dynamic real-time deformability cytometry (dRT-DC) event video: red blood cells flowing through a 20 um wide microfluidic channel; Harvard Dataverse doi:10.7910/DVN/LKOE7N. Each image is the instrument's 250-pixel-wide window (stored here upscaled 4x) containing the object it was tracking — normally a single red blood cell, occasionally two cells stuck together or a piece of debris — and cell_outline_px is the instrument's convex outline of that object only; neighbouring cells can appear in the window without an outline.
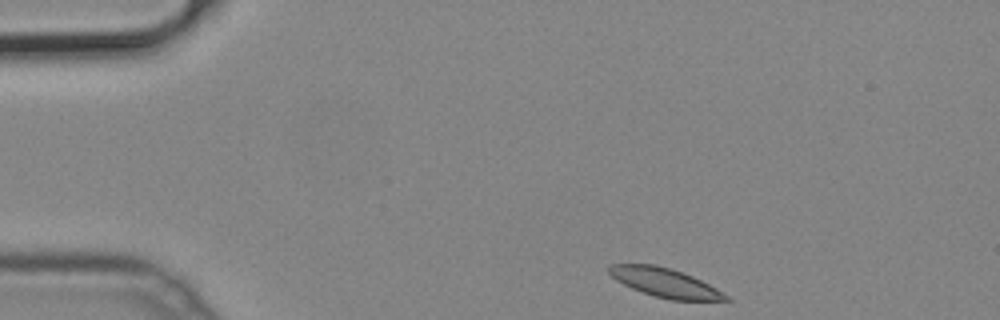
{"species": "common noctule bat (a hibernating species)", "species_latin": "Nyctalus noctula", "temperature_condition": "cold", "stored_images_in_passage": 44, "camera_frame_rate_fps": 3000, "um_per_image_px": 0.085, "animal": {"sex": "male", "body_mass_g": 19.2, "forearm_length_mm": 51.8}, "frame": {"image": 1, "passage_image": 1, "time_ms": 0.0, "image_size_px": [1000, 320], "cell_outline_px": [[732, 300], [672, 300], [656, 296], [632, 288], [616, 280], [608, 272], [608, 264], [656, 264], [672, 268], [692, 276], [716, 288], [728, 296]], "centroid_in_image_um": [56.5, 24.0], "position_along_channel_um": 28.5, "area_um2": 19.48}}
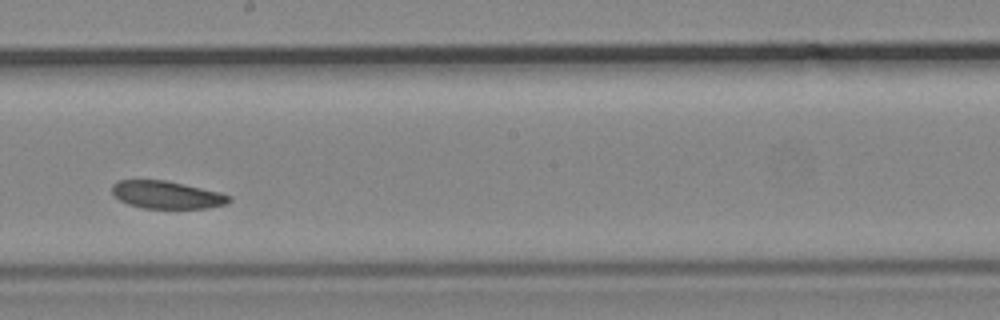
{"frame": {"image": 2, "passage_image": 22, "time_ms": 7.0, "image_size_px": [1000, 320], "cell_outline_px": [[232, 200], [224, 204], [208, 208], [140, 208], [128, 204], [120, 200], [112, 192], [112, 184], [120, 180], [164, 180], [184, 184], [220, 192], [232, 196]], "centroid_in_image_um": [14.18, 16.56], "position_along_channel_um": 234.0, "area_um2": 18.79}}
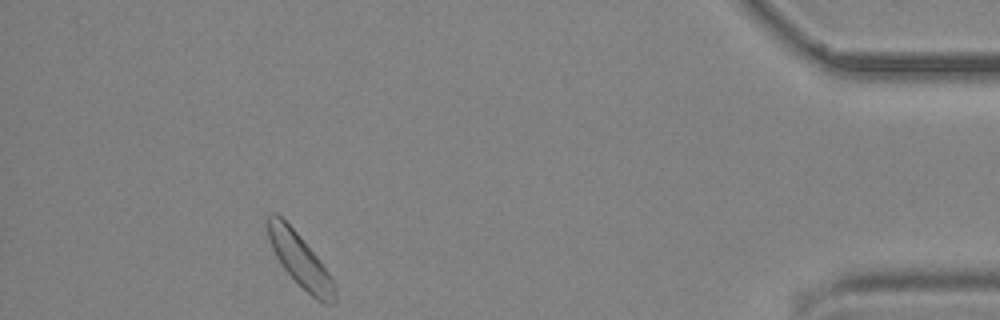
{"frame": {"image": 3, "passage_image": 40, "time_ms": 13.0, "image_size_px": [1000, 320], "cell_outline_px": [[336, 300], [332, 304], [324, 304], [316, 300], [284, 268], [276, 256], [272, 248], [268, 236], [268, 216], [272, 212], [276, 212], [300, 236], [316, 256], [328, 272], [336, 288]], "centroid_in_image_um": [25.52, 22.13], "position_along_channel_um": 409.7, "area_um2": 20.17}}